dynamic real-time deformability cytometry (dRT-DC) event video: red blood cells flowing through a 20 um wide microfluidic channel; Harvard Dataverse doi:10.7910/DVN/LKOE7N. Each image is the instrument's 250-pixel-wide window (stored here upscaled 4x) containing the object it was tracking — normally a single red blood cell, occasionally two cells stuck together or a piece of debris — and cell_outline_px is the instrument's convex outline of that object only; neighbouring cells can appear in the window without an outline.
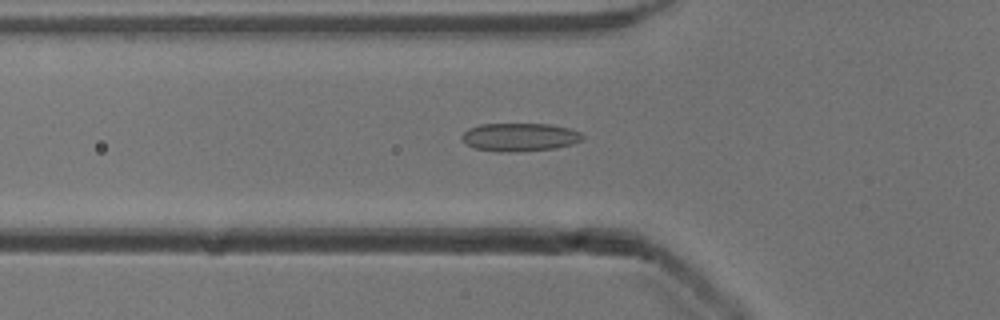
{"species": "common noctule bat (a hibernating species)", "species_latin": "Nyctalus noctula", "temperature_condition": "cold", "stored_images_in_passage": 52, "camera_frame_rate_fps": 3000, "um_per_image_px": 0.085, "animal": {"sex": "male", "body_mass_g": 13.3}, "frame": {"image": 1, "passage_image": 17, "time_ms": 5.333, "image_size_px": [1000, 320], "cell_outline_px": [[584, 136], [580, 140], [572, 144], [556, 148], [508, 152], [500, 152], [476, 148], [464, 144], [460, 140], [460, 136], [468, 128], [480, 124], [548, 124], [572, 128], [580, 132]], "centroid_in_image_um": [44.14, 11.65], "position_along_channel_um": 81.7, "area_um2": 19.94}}
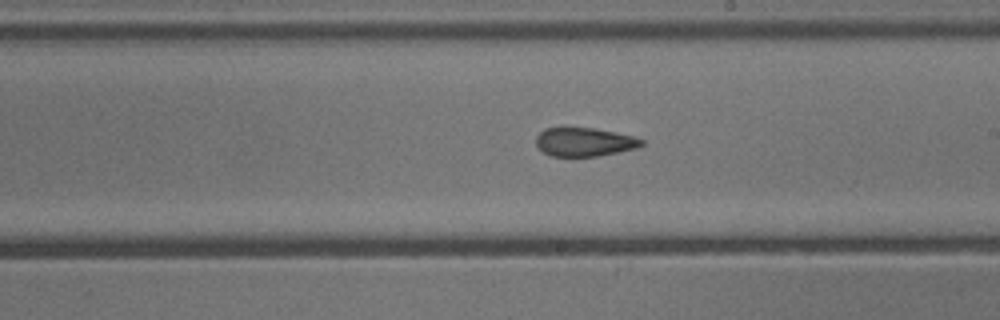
{"frame": {"image": 2, "passage_image": 29, "time_ms": 9.333, "image_size_px": [1000, 320], "cell_outline_px": [[644, 144], [636, 148], [596, 156], [552, 156], [544, 152], [536, 144], [536, 136], [544, 128], [564, 124], [592, 128], [632, 136], [644, 140]], "centroid_in_image_um": [49.59, 12.02], "position_along_channel_um": 239.4, "area_um2": 17.98}}
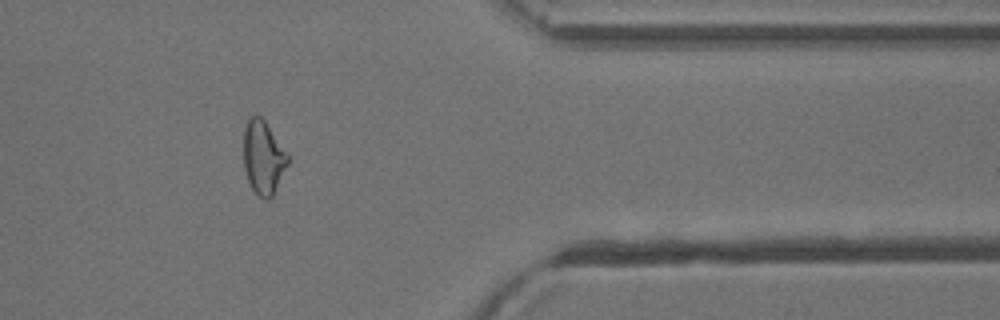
{"frame": {"image": 3, "passage_image": 42, "time_ms": 13.667, "image_size_px": [1000, 320], "cell_outline_px": [[288, 164], [272, 196], [268, 200], [264, 200], [252, 188], [248, 180], [244, 168], [244, 128], [248, 120], [252, 116], [260, 116], [264, 120], [288, 152]], "centroid_in_image_um": [22.39, 13.38], "position_along_channel_um": 389.0, "area_um2": 18.79}}